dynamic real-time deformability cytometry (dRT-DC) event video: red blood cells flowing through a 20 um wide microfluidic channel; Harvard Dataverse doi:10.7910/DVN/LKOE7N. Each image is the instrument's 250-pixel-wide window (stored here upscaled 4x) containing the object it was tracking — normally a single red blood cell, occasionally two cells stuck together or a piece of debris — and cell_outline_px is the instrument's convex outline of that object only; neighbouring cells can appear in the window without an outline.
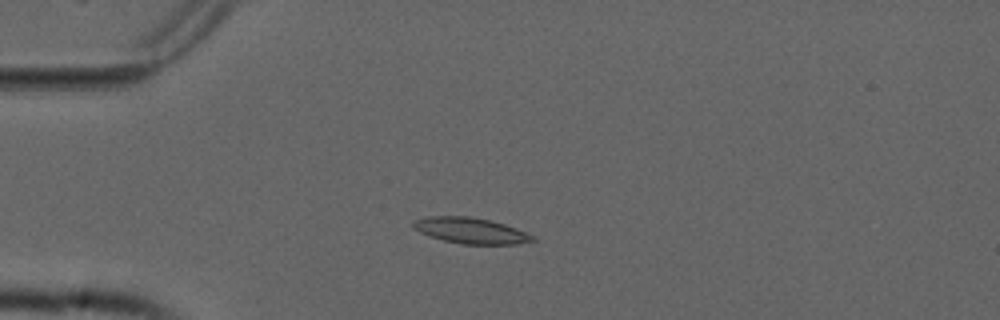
{"species": "common noctule bat (a hibernating species)", "species_latin": "Nyctalus noctula", "temperature_condition": "cold", "stored_images_in_passage": 53, "camera_frame_rate_fps": 3000, "um_per_image_px": 0.085, "animal": {"sex": "male", "forearm_length_mm": 52.5}, "frame": {"image": 1, "passage_image": 13, "time_ms": 4.0, "image_size_px": [1000, 320], "cell_outline_px": [[536, 240], [516, 244], [460, 244], [444, 240], [420, 232], [412, 228], [412, 220], [428, 216], [468, 216], [488, 220], [504, 224], [516, 228], [536, 236]], "centroid_in_image_um": [40.0, 19.6], "position_along_channel_um": 45.0, "area_um2": 17.98}}
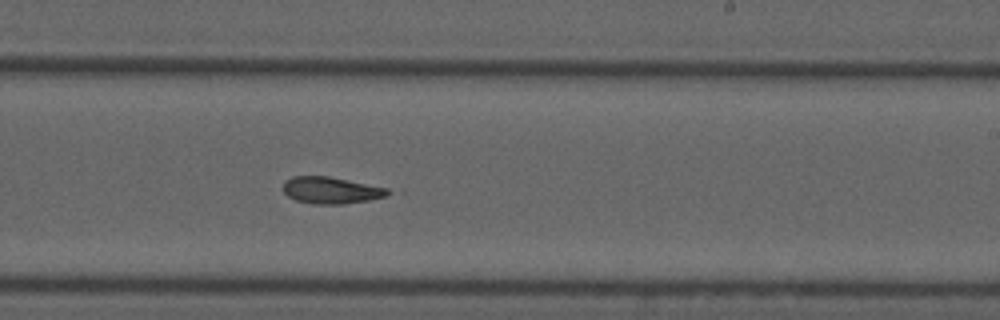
{"frame": {"image": 2, "passage_image": 32, "time_ms": 10.333, "image_size_px": [1000, 320], "cell_outline_px": [[396, 192], [388, 196], [368, 200], [344, 204], [312, 204], [296, 200], [288, 196], [284, 192], [284, 180], [292, 176], [328, 176], [388, 188]], "centroid_in_image_um": [28.19, 16.17], "position_along_channel_um": 260.8, "area_um2": 16.47}}
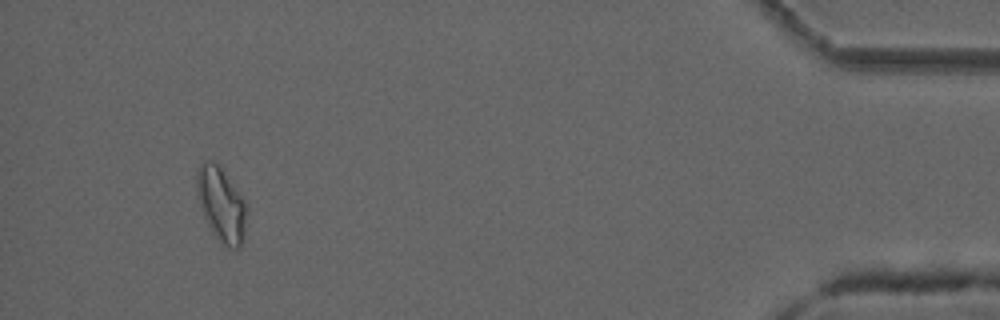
{"frame": {"image": 3, "passage_image": 50, "time_ms": 16.333, "image_size_px": [1000, 320], "cell_outline_px": [[248, 212], [244, 236], [240, 248], [228, 248], [216, 236], [208, 224], [204, 216], [200, 204], [196, 184], [196, 172], [200, 164], [204, 160], [212, 160], [220, 168], [244, 200]], "centroid_in_image_um": [18.82, 17.39], "position_along_channel_um": 416.4, "area_um2": 21.15}, "authors_computed_cell_mechanics": {"area_um2": 17.2822, "velocity_mm_per_s": 3.7449, "shape_relaxation_time_tau1_ms": null, "shape_relaxation_time_tau2_ms": 5.0106, "deformation_change_tau1": null, "deformation_change_tau2": 0.1188}}